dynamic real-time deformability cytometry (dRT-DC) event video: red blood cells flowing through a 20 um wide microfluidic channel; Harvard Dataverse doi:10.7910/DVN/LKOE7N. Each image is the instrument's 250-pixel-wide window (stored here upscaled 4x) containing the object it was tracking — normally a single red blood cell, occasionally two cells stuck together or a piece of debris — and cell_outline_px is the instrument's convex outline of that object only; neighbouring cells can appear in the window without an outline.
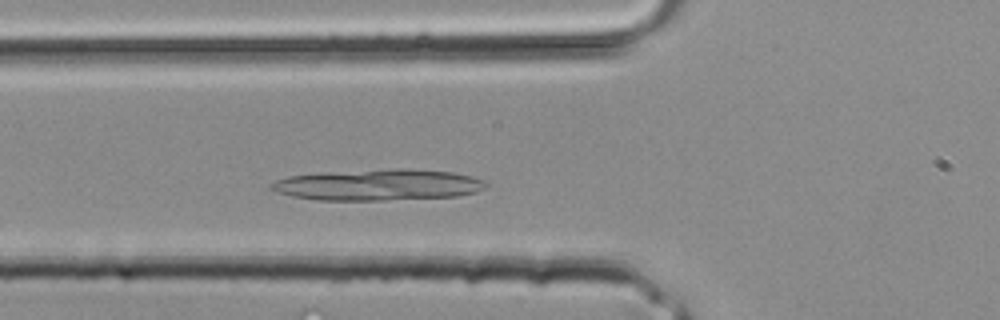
{"species": "common noctule bat (a hibernating species)", "species_latin": "Nyctalus noctula", "temperature_condition": "room temperature", "stored_images_in_passage": 28, "camera_frame_rate_fps": 3000, "um_per_image_px": 0.085, "animal": {"sex": "male", "body_mass_g": 20.4}, "frame": {"image": 1, "passage_image": 6, "time_ms": 1.667, "image_size_px": [1000, 320], "cell_outline_px": [[488, 184], [484, 188], [476, 192], [460, 196], [384, 200], [316, 200], [292, 196], [276, 192], [268, 188], [268, 184], [276, 180], [288, 176], [388, 168], [404, 168], [452, 172], [472, 176], [484, 180]], "centroid_in_image_um": [32.16, 15.71], "position_along_channel_um": 93.6, "area_um2": 39.07}}
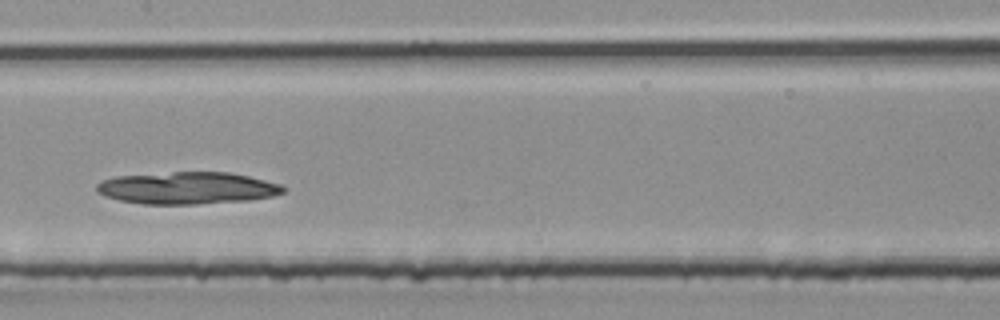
{"frame": {"image": 2, "passage_image": 11, "time_ms": 3.333, "image_size_px": [1000, 320], "cell_outline_px": [[284, 192], [272, 196], [248, 200], [196, 204], [140, 204], [120, 200], [104, 196], [96, 192], [96, 184], [100, 180], [116, 176], [172, 172], [228, 172], [248, 176], [280, 184], [284, 188]], "centroid_in_image_um": [15.85, 15.98], "position_along_channel_um": 191.5, "area_um2": 34.91}}
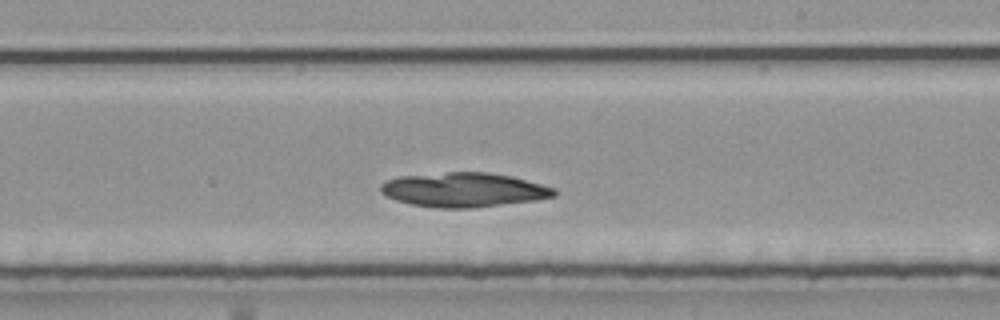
{"frame": {"image": 3, "passage_image": 14, "time_ms": 4.333, "image_size_px": [1000, 320], "cell_outline_px": [[556, 196], [536, 200], [472, 208], [436, 208], [412, 204], [396, 200], [380, 192], [380, 184], [384, 180], [400, 176], [448, 172], [488, 172], [512, 176], [556, 188]], "centroid_in_image_um": [39.42, 16.13], "position_along_channel_um": 249.6, "area_um2": 34.85}}